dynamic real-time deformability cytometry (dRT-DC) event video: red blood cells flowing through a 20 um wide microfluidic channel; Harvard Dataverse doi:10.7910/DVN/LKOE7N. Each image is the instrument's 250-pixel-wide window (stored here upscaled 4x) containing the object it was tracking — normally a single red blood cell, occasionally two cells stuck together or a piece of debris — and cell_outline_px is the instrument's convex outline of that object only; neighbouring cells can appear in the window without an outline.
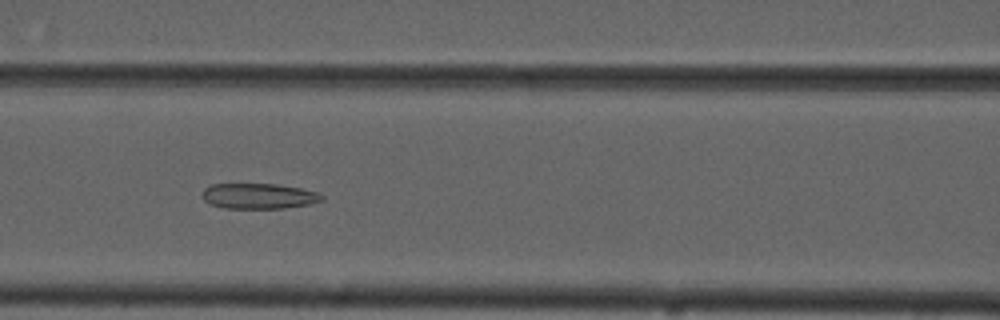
{"species": "common noctule bat (a hibernating species)", "species_latin": "Nyctalus noctula", "temperature_condition": "cold", "stored_images_in_passage": 9, "camera_frame_rate_fps": 3000, "um_per_image_px": 0.085, "animal": {"sex": "male", "forearm_length_mm": 52.5}, "frame": {"image": 1, "passage_image": 6, "time_ms": 5.667, "image_size_px": [1000, 320], "cell_outline_px": [[324, 200], [308, 204], [284, 208], [224, 208], [208, 204], [200, 196], [200, 192], [204, 188], [212, 184], [276, 184], [300, 188], [320, 192], [324, 196]], "centroid_in_image_um": [21.96, 16.66], "position_along_channel_um": 144.6, "area_um2": 17.98}}
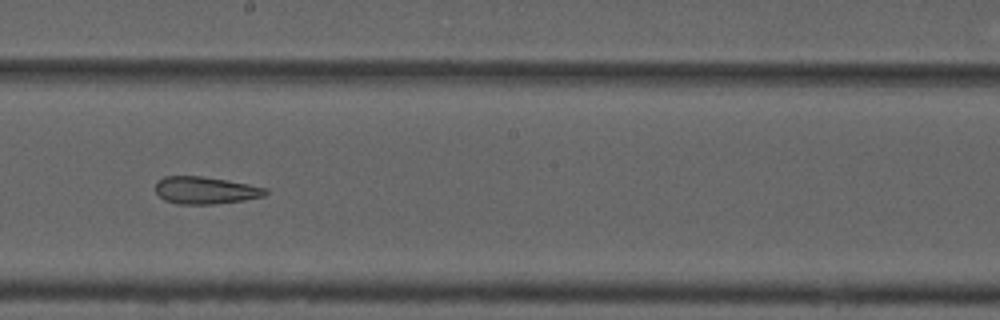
{"frame": {"image": 2, "passage_image": 8, "time_ms": 8.0, "image_size_px": [1000, 320], "cell_outline_px": [[268, 192], [264, 196], [244, 200], [212, 204], [176, 204], [164, 200], [156, 192], [156, 180], [164, 176], [200, 176], [248, 184], [268, 188]], "centroid_in_image_um": [17.44, 16.18], "position_along_channel_um": 230.8, "area_um2": 17.46}}
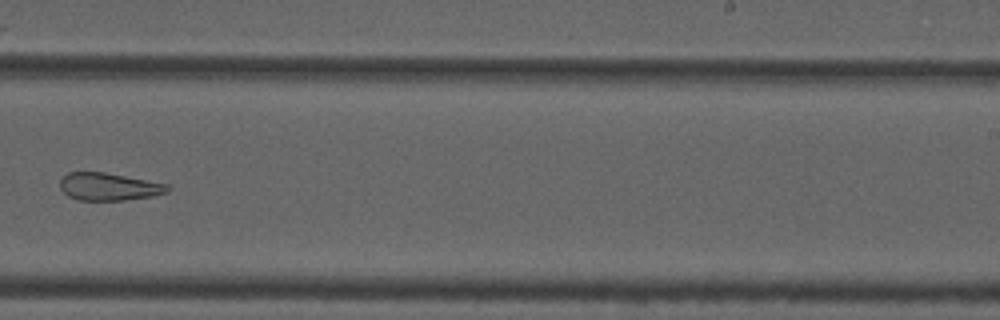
{"frame": {"image": 3, "passage_image": 9, "time_ms": 9.333, "image_size_px": [1000, 320], "cell_outline_px": [[172, 188], [168, 192], [152, 196], [124, 200], [76, 200], [68, 196], [60, 188], [60, 180], [68, 172], [104, 172], [168, 184]], "centroid_in_image_um": [9.26, 15.87], "position_along_channel_um": 279.7, "area_um2": 17.28}}